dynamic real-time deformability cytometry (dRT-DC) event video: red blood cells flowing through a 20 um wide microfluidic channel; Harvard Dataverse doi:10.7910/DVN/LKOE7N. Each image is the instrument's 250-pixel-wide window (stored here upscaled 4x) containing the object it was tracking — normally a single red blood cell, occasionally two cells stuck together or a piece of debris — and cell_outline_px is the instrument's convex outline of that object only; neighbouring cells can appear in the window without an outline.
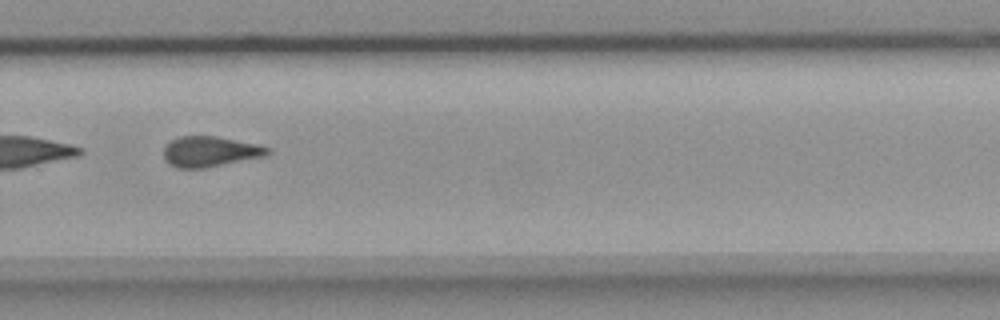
{"species": "common noctule bat (a hibernating species)", "species_latin": "Nyctalus noctula", "temperature_condition": "room temperature", "stored_images_in_passage": 35, "camera_frame_rate_fps": 3000, "um_per_image_px": 0.085, "animal": {"sex": "female", "body_mass_g": 18.4}, "frame": {"image": 1, "passage_image": 20, "time_ms": 6.333, "image_size_px": [1000, 320], "cell_outline_px": [[272, 152], [264, 156], [204, 168], [176, 168], [164, 156], [164, 148], [172, 140], [180, 136], [216, 136], [260, 144], [268, 148]], "centroid_in_image_um": [17.89, 12.87], "position_along_channel_um": 311.9, "area_um2": 18.21}}